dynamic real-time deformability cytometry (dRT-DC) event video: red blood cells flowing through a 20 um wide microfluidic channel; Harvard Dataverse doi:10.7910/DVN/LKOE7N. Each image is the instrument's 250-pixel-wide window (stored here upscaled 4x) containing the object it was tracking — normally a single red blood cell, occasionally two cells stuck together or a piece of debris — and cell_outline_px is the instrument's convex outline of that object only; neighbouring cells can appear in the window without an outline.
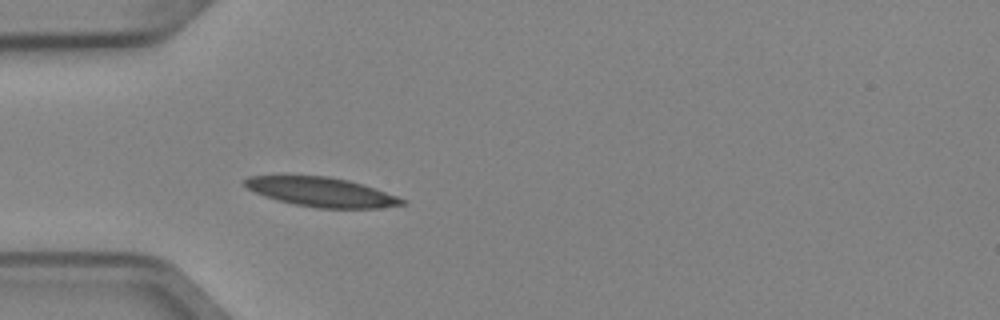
{"species": "Egyptian fruit bat (a non-hibernating species)", "species_latin": "Rousettus aegyptiacus", "temperature_condition": "cold", "stored_images_in_passage": 3, "camera_frame_rate_fps": 3000, "um_per_image_px": 0.085, "animal": {"sex": "female"}, "frame": {"image": 1, "passage_image": 3, "time_ms": 0.667, "image_size_px": [1000, 320], "cell_outline_px": [[408, 204], [380, 208], [316, 208], [292, 204], [264, 196], [248, 188], [244, 184], [244, 180], [248, 176], [328, 176], [348, 180], [364, 184], [408, 200]], "centroid_in_image_um": [27.39, 16.33], "position_along_channel_um": 57.6, "area_um2": 26.93}}